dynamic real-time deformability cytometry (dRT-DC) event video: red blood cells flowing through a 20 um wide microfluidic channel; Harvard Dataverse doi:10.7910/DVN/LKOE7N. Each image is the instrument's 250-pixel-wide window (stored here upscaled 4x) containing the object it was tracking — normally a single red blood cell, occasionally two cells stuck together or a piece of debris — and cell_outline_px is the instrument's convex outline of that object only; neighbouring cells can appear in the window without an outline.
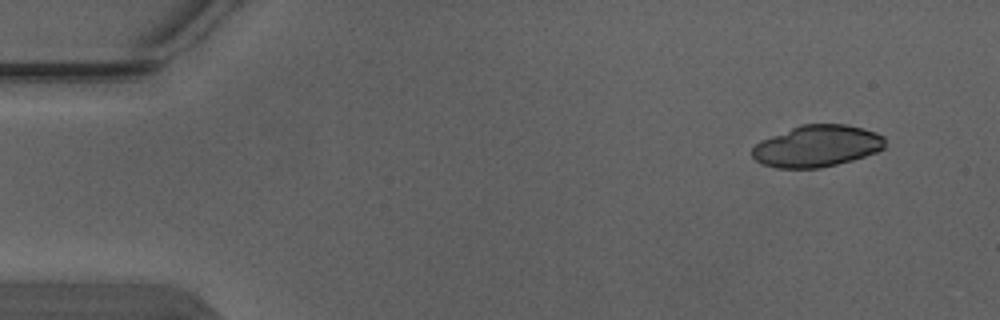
{"species": "Egyptian fruit bat (a non-hibernating species)", "species_latin": "Rousettus aegyptiacus", "temperature_condition": "warm", "stored_images_in_passage": 3, "camera_frame_rate_fps": 3000, "um_per_image_px": 0.085, "animal": {"sex": "male"}, "frame": {"image": 1, "passage_image": 1, "time_ms": 0.0, "image_size_px": [1000, 320], "cell_outline_px": [[884, 148], [876, 152], [852, 160], [820, 168], [776, 168], [764, 164], [756, 160], [752, 156], [752, 148], [760, 140], [800, 124], [844, 124], [864, 128], [876, 132], [884, 136]], "centroid_in_image_um": [69.43, 12.41], "position_along_channel_um": 15.6, "area_um2": 32.25}}